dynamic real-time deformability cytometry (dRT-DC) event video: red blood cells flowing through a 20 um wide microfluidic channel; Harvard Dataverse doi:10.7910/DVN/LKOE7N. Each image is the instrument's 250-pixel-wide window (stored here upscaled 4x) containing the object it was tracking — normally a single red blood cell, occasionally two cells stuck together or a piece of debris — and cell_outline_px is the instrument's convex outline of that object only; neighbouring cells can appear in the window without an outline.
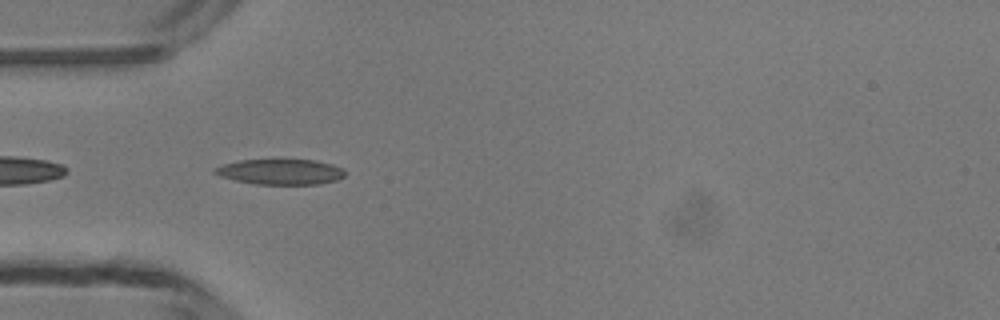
{"species": "common noctule bat (a hibernating species)", "species_latin": "Nyctalus noctula", "temperature_condition": "room temperature", "stored_images_in_passage": 32, "camera_frame_rate_fps": 3000, "um_per_image_px": 0.085, "animal": {"sex": "male", "body_mass_g": 13.3}, "frame": {"image": 1, "passage_image": 2, "time_ms": 0.333, "image_size_px": [1000, 320], "cell_outline_px": [[344, 176], [336, 180], [320, 184], [256, 184], [236, 180], [220, 176], [212, 172], [212, 168], [224, 164], [240, 160], [280, 156], [316, 160], [332, 164], [344, 168]], "centroid_in_image_um": [23.83, 14.54], "position_along_channel_um": 61.2, "area_um2": 20.35}}
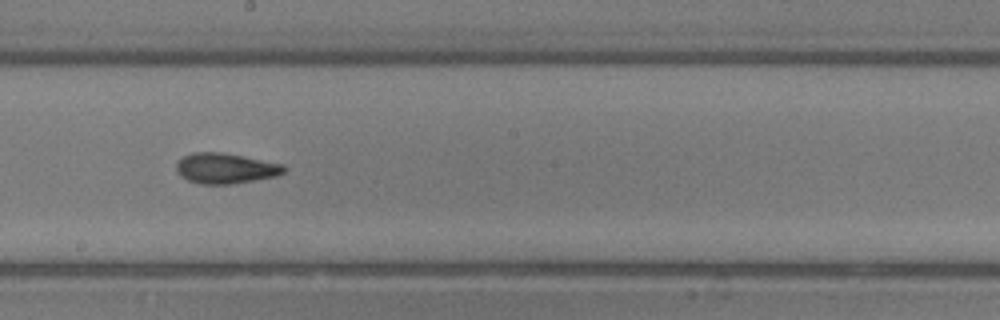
{"frame": {"image": 2, "passage_image": 14, "time_ms": 4.333, "image_size_px": [1000, 320], "cell_outline_px": [[288, 168], [284, 172], [276, 176], [232, 184], [200, 184], [188, 180], [180, 176], [176, 172], [176, 164], [184, 156], [192, 152], [220, 152], [284, 164]], "centroid_in_image_um": [19.16, 14.31], "position_along_channel_um": 229.0, "area_um2": 19.07}}
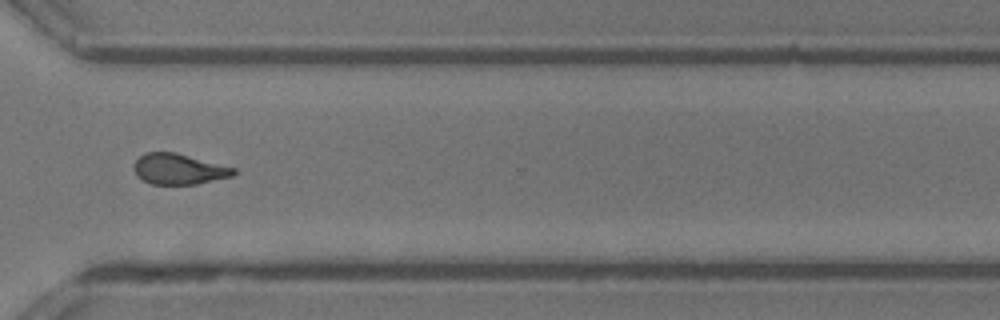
{"frame": {"image": 3, "passage_image": 23, "time_ms": 7.333, "image_size_px": [1000, 320], "cell_outline_px": [[236, 172], [232, 176], [196, 184], [152, 184], [136, 176], [132, 168], [136, 160], [144, 152], [176, 152], [236, 168]], "centroid_in_image_um": [15.17, 14.36], "position_along_channel_um": 355.4, "area_um2": 17.86}, "authors_computed_cell_mechanics": {"area_um2": 18.6983, "velocity_mm_per_s": 4.2425, "shape_relaxation_time_tau1_ms": 7.9506, "shape_relaxation_time_tau2_ms": 3.0081, "deformation_change_tau1": 0.1839, "deformation_change_tau2": 0.1121}}